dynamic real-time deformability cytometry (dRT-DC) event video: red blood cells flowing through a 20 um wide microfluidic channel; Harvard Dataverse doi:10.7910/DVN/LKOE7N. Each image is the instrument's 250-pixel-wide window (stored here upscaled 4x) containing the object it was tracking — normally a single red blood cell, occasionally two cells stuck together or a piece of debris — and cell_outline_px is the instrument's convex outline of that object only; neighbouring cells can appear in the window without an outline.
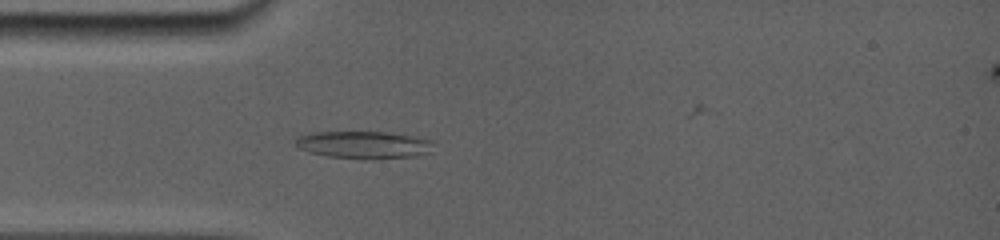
{"species": "common noctule bat (a hibernating species)", "species_latin": "Nyctalus noctula", "temperature_condition": "room temperature", "stored_images_in_passage": 47, "camera_frame_rate_fps": 5000, "um_per_image_px": 0.085, "animal": {"sex": "female", "body_mass_g": 19.0, "forearm_length_mm": 56.7}, "frame": {"image": 1, "passage_image": 14, "time_ms": 2.0, "image_size_px": [1000, 240], "cell_outline_px": [[432, 144], [428, 152], [416, 156], [328, 156], [308, 152], [300, 148], [296, 144], [296, 140], [300, 136], [312, 132], [384, 132], [412, 136], [432, 140]], "centroid_in_image_um": [30.87, 12.25], "position_along_channel_um": 54.1, "area_um2": 20.63}}
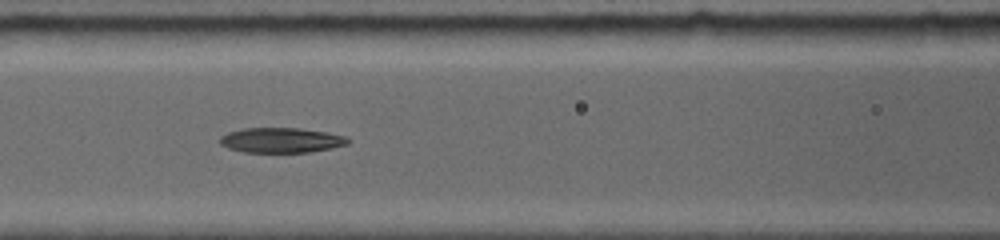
{"frame": {"image": 2, "passage_image": 24, "time_ms": 4.4, "image_size_px": [1000, 240], "cell_outline_px": [[352, 140], [348, 144], [332, 148], [308, 152], [244, 152], [228, 148], [220, 144], [220, 136], [228, 132], [244, 128], [300, 128], [328, 132], [348, 136]], "centroid_in_image_um": [23.95, 11.91], "position_along_channel_um": 142.7, "area_um2": 18.84}}
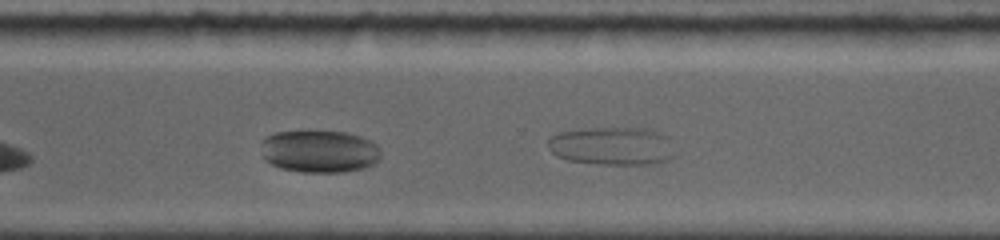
{"frame": {"image": 3, "passage_image": 43, "time_ms": 7.8, "image_size_px": [1000, 240], "cell_outline_px": [[380, 156], [376, 164], [364, 168], [344, 172], [304, 172], [280, 168], [264, 160], [264, 136], [276, 132], [344, 132], [360, 136], [376, 144], [380, 148]], "centroid_in_image_um": [27.2, 12.88], "position_along_channel_um": 343.4, "area_um2": 29.36}}